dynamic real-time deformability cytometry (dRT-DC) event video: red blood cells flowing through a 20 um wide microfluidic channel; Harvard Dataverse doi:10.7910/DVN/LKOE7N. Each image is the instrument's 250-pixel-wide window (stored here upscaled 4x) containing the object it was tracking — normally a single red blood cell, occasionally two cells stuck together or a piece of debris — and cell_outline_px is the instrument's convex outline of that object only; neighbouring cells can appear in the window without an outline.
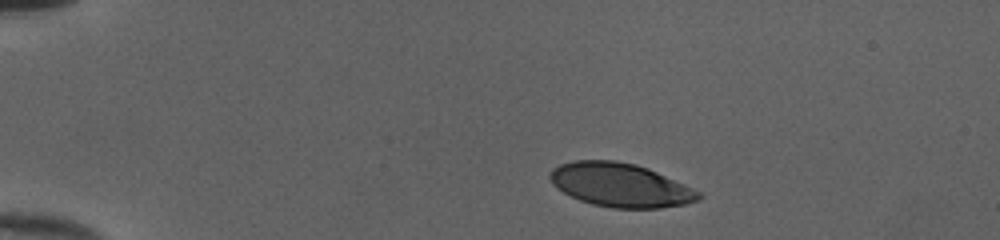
{"species": "human", "species_latin": "Homo sapiens", "temperature_condition": "cold", "stored_images_in_passage": 42, "camera_frame_rate_fps": 3000, "um_per_image_px": 0.085, "donor": {"sex": "female"}, "frame": {"image": 1, "passage_image": 1, "time_ms": 0.0, "image_size_px": [1000, 240], "cell_outline_px": [[704, 196], [700, 200], [684, 204], [660, 208], [612, 208], [592, 204], [580, 200], [556, 188], [552, 184], [548, 176], [552, 168], [560, 164], [572, 160], [616, 160], [636, 164], [648, 168], [692, 188], [700, 192]], "centroid_in_image_um": [52.71, 15.72], "position_along_channel_um": 32.3, "area_um2": 37.97}}
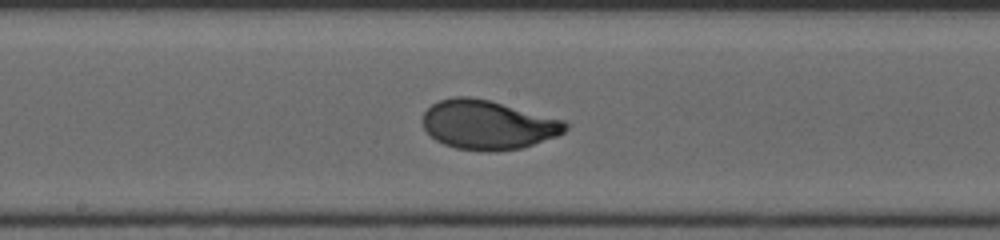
{"frame": {"image": 2, "passage_image": 20, "time_ms": 6.333, "image_size_px": [1000, 240], "cell_outline_px": [[568, 128], [564, 132], [556, 136], [520, 148], [496, 152], [488, 152], [456, 148], [444, 144], [436, 140], [424, 128], [420, 120], [424, 112], [432, 104], [440, 100], [456, 96], [468, 96], [488, 100], [564, 120], [568, 124]], "centroid_in_image_um": [41.44, 10.61], "position_along_channel_um": 206.8, "area_um2": 40.75}}
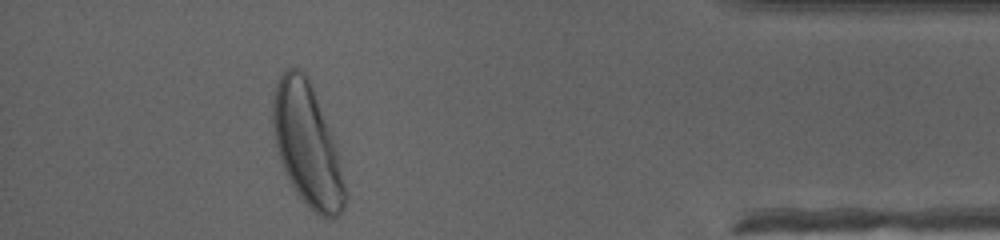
{"frame": {"image": 3, "passage_image": 38, "time_ms": 12.333, "image_size_px": [1000, 240], "cell_outline_px": [[348, 192], [344, 208], [336, 216], [320, 216], [296, 192], [284, 168], [276, 144], [272, 124], [272, 100], [276, 84], [280, 76], [288, 68], [300, 68], [304, 72], [312, 88], [336, 144]], "centroid_in_image_um": [26.13, 12.31], "position_along_channel_um": 409.1, "area_um2": 50.52}, "authors_computed_cell_mechanics": {"area_um2": 40.2288, "velocity_mm_per_s": 4.0113, "shape_relaxation_time_tau1_ms": 2.8259, "shape_relaxation_time_tau2_ms": null, "deformation_change_tau1": 0.1732, "deformation_change_tau2": null}}